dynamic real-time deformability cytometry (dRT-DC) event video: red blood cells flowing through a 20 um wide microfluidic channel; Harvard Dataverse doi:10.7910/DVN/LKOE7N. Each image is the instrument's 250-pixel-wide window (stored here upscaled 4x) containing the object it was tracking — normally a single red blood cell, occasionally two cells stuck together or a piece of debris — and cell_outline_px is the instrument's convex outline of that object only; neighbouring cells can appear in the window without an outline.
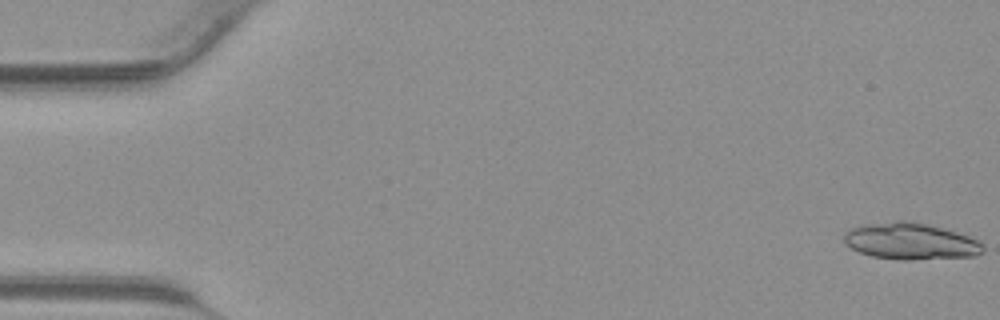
{"species": "common noctule bat (a hibernating species)", "species_latin": "Nyctalus noctula", "temperature_condition": "warm", "stored_images_in_passage": 23, "segment_of_instrument_passage": [1, 2], "camera_frame_rate_fps": 3000, "um_per_image_px": 0.085, "animal": {"sex": "male", "body_mass_g": 23.1, "forearm_length_mm": 52.7}, "frame": {"image": 1, "passage_image": 1, "time_ms": 0.0, "image_size_px": [1000, 320], "cell_outline_px": [[984, 252], [976, 256], [908, 260], [900, 260], [872, 256], [860, 252], [844, 244], [844, 232], [852, 228], [864, 224], [896, 220], [904, 220], [944, 228], [968, 236], [984, 244]], "centroid_in_image_um": [77.39, 20.51], "position_along_channel_um": 7.6, "area_um2": 29.71}}
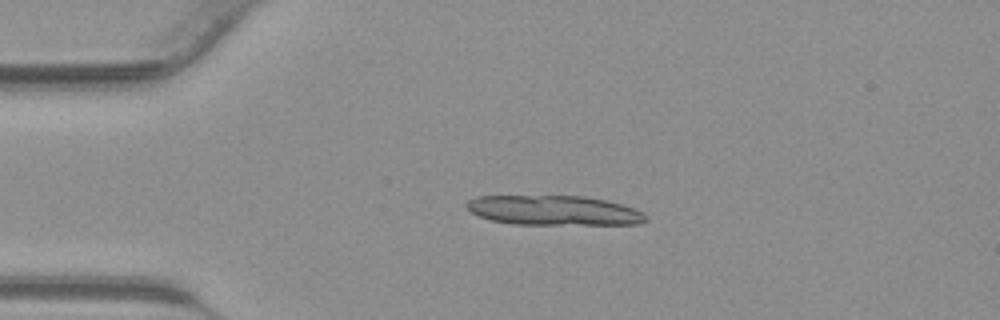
{"frame": {"image": 2, "passage_image": 10, "time_ms": 3.0, "image_size_px": [1000, 320], "cell_outline_px": [[648, 220], [640, 224], [516, 224], [492, 220], [480, 216], [472, 212], [464, 204], [468, 200], [476, 196], [584, 196], [608, 200], [644, 212], [648, 216]], "centroid_in_image_um": [47.11, 17.88], "position_along_channel_um": 37.9, "area_um2": 30.98}}